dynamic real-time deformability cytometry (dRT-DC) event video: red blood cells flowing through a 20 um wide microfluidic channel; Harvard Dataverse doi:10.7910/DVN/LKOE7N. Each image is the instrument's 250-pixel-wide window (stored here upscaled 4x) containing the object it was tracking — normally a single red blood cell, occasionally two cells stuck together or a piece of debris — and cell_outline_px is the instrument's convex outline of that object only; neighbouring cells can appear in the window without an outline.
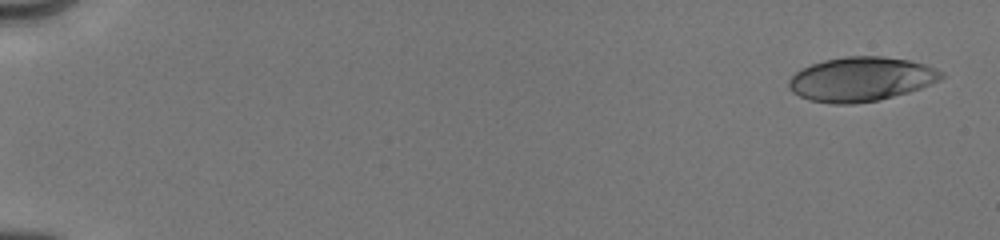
{"species": "human", "species_latin": "Homo sapiens", "temperature_condition": "cold", "stored_images_in_passage": 17, "camera_frame_rate_fps": 3000, "um_per_image_px": 0.085, "donor": {"sex": "male"}, "frame": {"image": 1, "passage_image": 1, "time_ms": 0.0, "image_size_px": [1000, 240], "cell_outline_px": [[944, 76], [920, 88], [880, 100], [852, 104], [832, 104], [808, 100], [792, 92], [788, 88], [788, 80], [796, 72], [812, 64], [824, 60], [844, 56], [884, 56], [908, 60], [924, 64], [944, 72]], "centroid_in_image_um": [73.14, 6.73], "position_along_channel_um": 11.9, "area_um2": 39.19}}
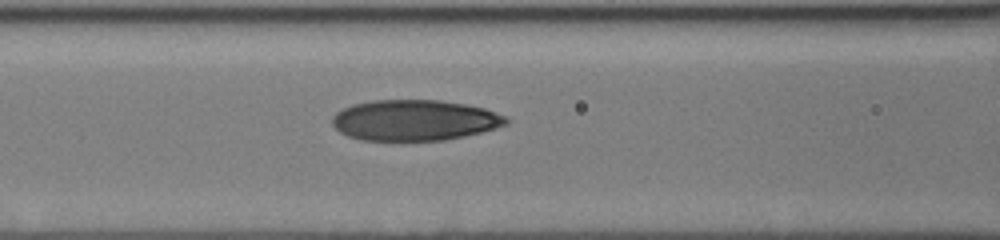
{"frame": {"image": 2, "passage_image": 8, "time_ms": 7.333, "image_size_px": [1000, 240], "cell_outline_px": [[508, 124], [480, 132], [464, 136], [444, 140], [360, 140], [348, 136], [340, 132], [332, 124], [332, 116], [336, 112], [352, 104], [372, 100], [440, 100], [468, 104], [484, 108], [504, 116], [508, 120]], "centroid_in_image_um": [35.21, 10.21], "position_along_channel_um": 131.4, "area_um2": 41.27}}
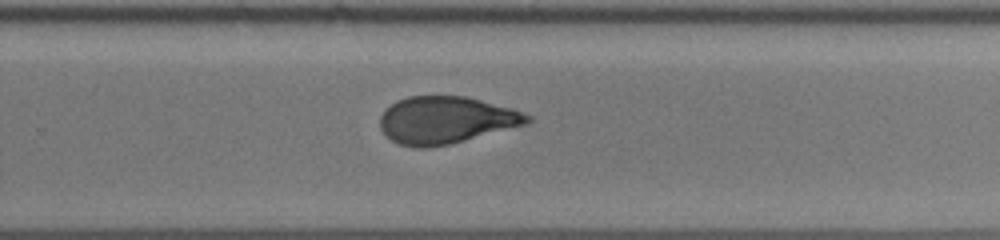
{"frame": {"image": 3, "passage_image": 17, "time_ms": 11.333, "image_size_px": [1000, 240], "cell_outline_px": [[532, 120], [528, 124], [448, 144], [428, 148], [416, 148], [400, 144], [392, 140], [380, 128], [380, 116], [396, 100], [408, 96], [464, 96], [512, 108], [532, 116]], "centroid_in_image_um": [37.91, 10.2], "position_along_channel_um": 291.9, "area_um2": 40.23}}